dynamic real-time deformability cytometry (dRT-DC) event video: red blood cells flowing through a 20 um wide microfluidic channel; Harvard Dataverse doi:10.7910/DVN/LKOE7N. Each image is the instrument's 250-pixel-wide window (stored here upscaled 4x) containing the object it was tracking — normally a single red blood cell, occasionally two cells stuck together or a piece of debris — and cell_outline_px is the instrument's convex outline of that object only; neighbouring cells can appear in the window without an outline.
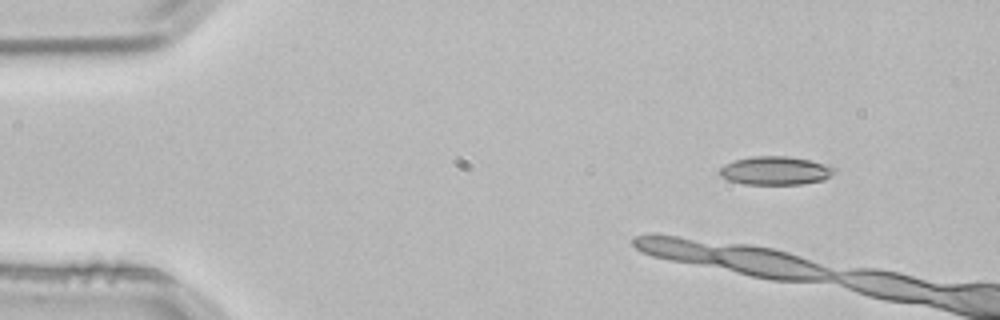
{"species": "common noctule bat (a hibernating species)", "species_latin": "Nyctalus noctula", "temperature_condition": "room temperature", "stored_images_in_passage": 2, "camera_frame_rate_fps": 3000, "um_per_image_px": 0.085, "animal": {"sex": "male", "body_mass_g": 21.5, "forearm_length_mm": 52.0}, "frame": {"image": 1, "passage_image": 1, "time_ms": 0.0, "image_size_px": [1000, 320], "cell_outline_px": [[836, 172], [824, 180], [800, 184], [744, 184], [728, 180], [720, 176], [720, 168], [724, 164], [736, 160], [752, 156], [788, 156], [808, 160], [824, 164], [836, 168]], "centroid_in_image_um": [65.91, 14.51], "position_along_channel_um": 19.1, "area_um2": 18.96}}